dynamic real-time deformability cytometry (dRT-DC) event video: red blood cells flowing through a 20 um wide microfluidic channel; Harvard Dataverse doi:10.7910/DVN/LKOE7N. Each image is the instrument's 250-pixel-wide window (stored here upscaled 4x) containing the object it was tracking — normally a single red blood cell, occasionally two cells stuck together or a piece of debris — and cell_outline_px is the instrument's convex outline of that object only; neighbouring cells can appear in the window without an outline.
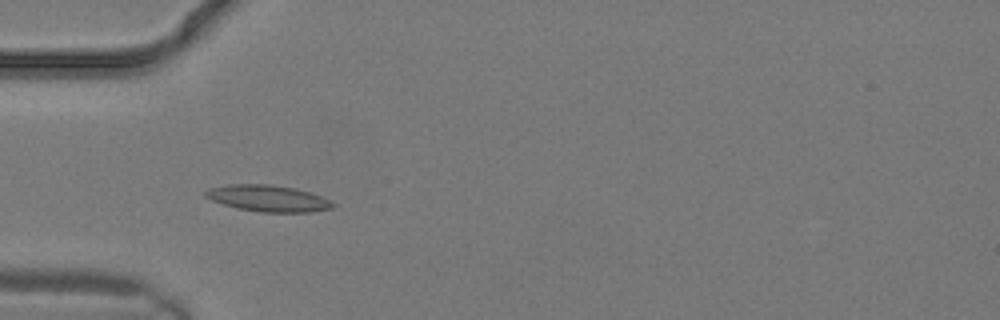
{"species": "common noctule bat (a hibernating species)", "species_latin": "Nyctalus noctula", "temperature_condition": "warm", "stored_images_in_passage": 12, "camera_frame_rate_fps": 3000, "um_per_image_px": 0.085, "animal": {"sex": "male", "body_mass_g": 19.2, "forearm_length_mm": 51.8}, "frame": {"image": 1, "passage_image": 9, "time_ms": 2.667, "image_size_px": [1000, 320], "cell_outline_px": [[336, 204], [332, 208], [312, 212], [260, 212], [236, 208], [212, 200], [204, 196], [204, 192], [208, 188], [228, 184], [268, 184], [296, 188], [320, 196]], "centroid_in_image_um": [22.76, 16.86], "position_along_channel_um": 62.2, "area_um2": 19.59}}
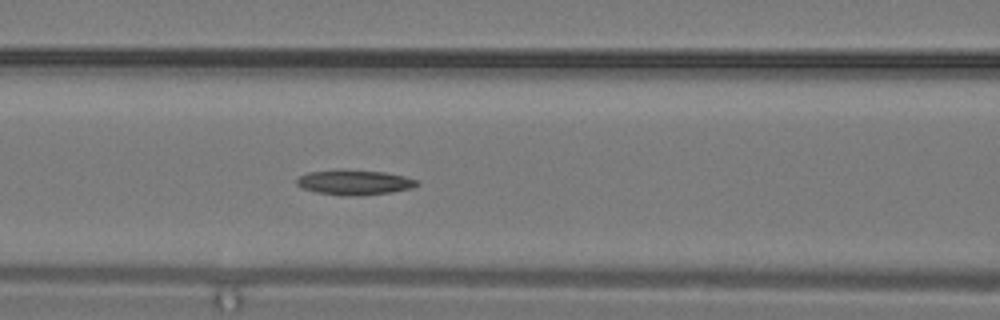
{"frame": {"image": 2, "passage_image": 12, "time_ms": 3.667, "image_size_px": [1000, 320], "cell_outline_px": [[420, 184], [412, 188], [392, 192], [316, 192], [304, 188], [296, 184], [296, 176], [308, 172], [336, 168], [344, 168], [384, 172], [404, 176], [416, 180]], "centroid_in_image_um": [30.08, 15.4], "position_along_channel_um": 136.5, "area_um2": 16.7}}